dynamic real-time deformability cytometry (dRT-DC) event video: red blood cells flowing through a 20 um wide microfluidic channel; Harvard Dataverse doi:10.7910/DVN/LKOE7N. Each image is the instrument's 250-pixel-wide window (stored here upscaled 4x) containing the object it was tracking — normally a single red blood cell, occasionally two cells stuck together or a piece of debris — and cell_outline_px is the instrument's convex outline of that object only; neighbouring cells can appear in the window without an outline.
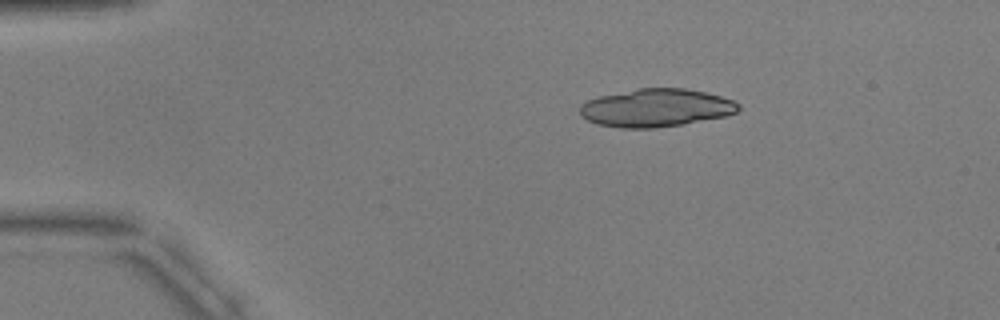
{"species": "common noctule bat (a hibernating species)", "species_latin": "Nyctalus noctula", "temperature_condition": "warm", "stored_images_in_passage": 5, "camera_frame_rate_fps": 3000, "um_per_image_px": 0.085, "animal": {"sex": "male", "body_mass_g": 17.9, "forearm_length_mm": 54.2}, "frame": {"image": 1, "passage_image": 3, "time_ms": 2.333, "image_size_px": [1000, 320], "cell_outline_px": [[740, 108], [736, 112], [728, 116], [684, 124], [656, 128], [620, 128], [596, 124], [580, 116], [580, 104], [588, 100], [600, 96], [636, 88], [684, 88], [704, 92], [720, 96], [732, 100], [740, 104]], "centroid_in_image_um": [55.76, 9.17], "position_along_channel_um": 29.2, "area_um2": 35.32}}